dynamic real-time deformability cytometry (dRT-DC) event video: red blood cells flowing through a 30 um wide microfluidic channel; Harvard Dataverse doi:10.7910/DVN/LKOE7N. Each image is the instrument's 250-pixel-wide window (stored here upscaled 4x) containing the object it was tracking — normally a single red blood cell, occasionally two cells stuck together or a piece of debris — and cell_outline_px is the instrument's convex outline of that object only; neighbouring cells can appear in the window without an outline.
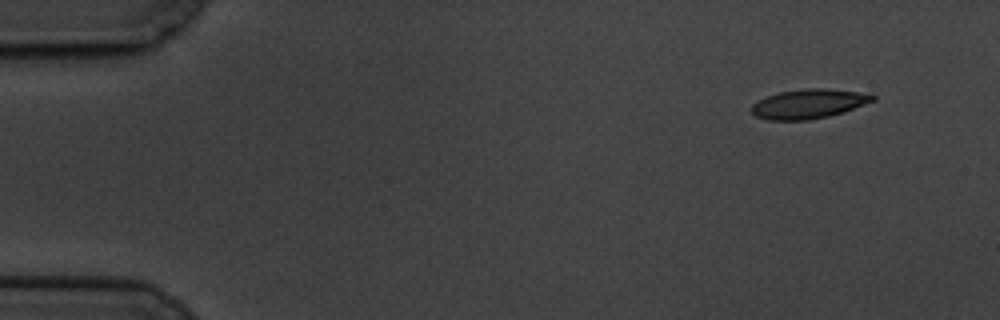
{"species": "common noctule bat (a hibernating species)", "species_latin": "Nyctalus noctula", "temperature_condition": "cold", "stored_images_in_passage": 3, "camera_frame_rate_fps": 3000, "um_per_image_px": 0.085, "animal": {"sex": "male", "body_mass_g": 19.5, "forearm_length_mm": 54.6}, "frame": {"image": 1, "passage_image": 1, "time_ms": 0.0, "image_size_px": [1000, 320], "cell_outline_px": [[876, 100], [844, 112], [828, 116], [808, 120], [768, 120], [756, 116], [748, 108], [752, 104], [768, 96], [780, 92], [804, 88], [824, 88], [872, 92], [876, 96]], "centroid_in_image_um": [68.81, 8.81], "position_along_channel_um": 16.2, "area_um2": 21.1}}